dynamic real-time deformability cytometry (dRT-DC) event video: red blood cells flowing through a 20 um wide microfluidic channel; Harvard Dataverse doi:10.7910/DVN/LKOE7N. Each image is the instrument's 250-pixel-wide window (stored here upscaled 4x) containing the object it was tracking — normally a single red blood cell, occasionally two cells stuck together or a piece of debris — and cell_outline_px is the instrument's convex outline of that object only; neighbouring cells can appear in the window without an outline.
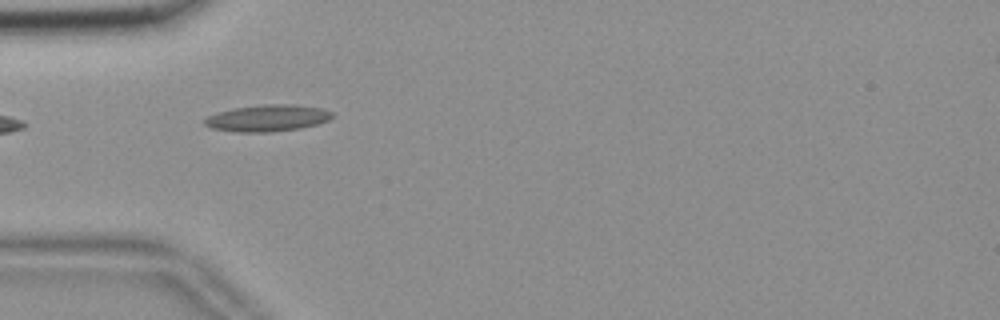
{"species": "common noctule bat (a hibernating species)", "species_latin": "Nyctalus noctula", "temperature_condition": "room temperature", "stored_images_in_passage": 11, "camera_frame_rate_fps": 3000, "um_per_image_px": 0.085, "animal": {"sex": "female", "body_mass_g": 18.4}, "frame": {"image": 1, "passage_image": 1, "time_ms": 0.0, "image_size_px": [1000, 320], "cell_outline_px": [[332, 116], [328, 120], [316, 124], [300, 128], [272, 132], [236, 132], [212, 128], [204, 124], [204, 120], [208, 116], [216, 112], [236, 108], [264, 104], [292, 104], [320, 108], [332, 112]], "centroid_in_image_um": [22.71, 10.04], "position_along_channel_um": 62.3, "area_um2": 19.65}}